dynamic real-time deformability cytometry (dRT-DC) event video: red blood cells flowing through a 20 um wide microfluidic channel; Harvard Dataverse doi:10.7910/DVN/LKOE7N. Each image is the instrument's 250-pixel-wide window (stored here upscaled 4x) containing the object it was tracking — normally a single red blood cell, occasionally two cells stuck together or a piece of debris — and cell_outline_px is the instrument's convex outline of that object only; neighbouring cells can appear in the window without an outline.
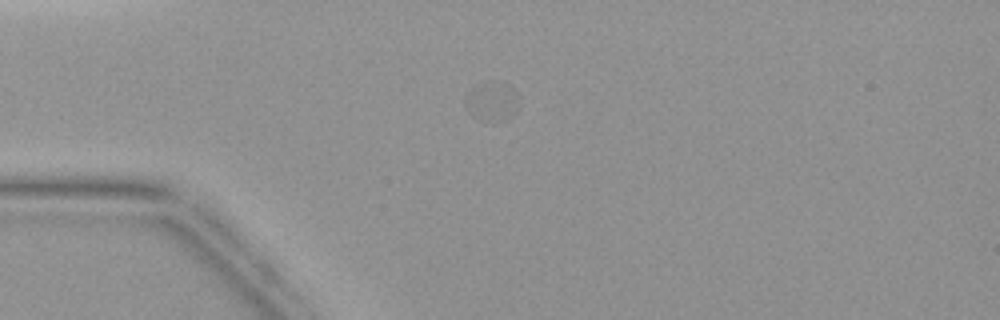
{"species": "common noctule bat (a hibernating species)", "species_latin": "Nyctalus noctula", "temperature_condition": "warm", "stored_images_in_passage": 2, "camera_frame_rate_fps": 3000, "um_per_image_px": 0.085, "animal": {"sex": "female", "body_mass_g": 19.9}, "frame": {"image": 1, "passage_image": 1, "time_ms": 0.0, "image_size_px": [1000, 320], "cell_outline_px": [[520, 108], [516, 112], [504, 120], [476, 120], [468, 112], [464, 104], [464, 96], [476, 88], [516, 92]], "centroid_in_image_um": [41.76, 8.86], "position_along_channel_um": 43.2, "area_um2": 10.46}}